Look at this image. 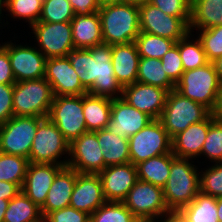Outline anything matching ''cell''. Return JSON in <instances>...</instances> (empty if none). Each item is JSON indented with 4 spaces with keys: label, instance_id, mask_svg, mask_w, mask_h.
Instances as JSON below:
<instances>
[{
    "label": "cell",
    "instance_id": "1",
    "mask_svg": "<svg viewBox=\"0 0 222 222\" xmlns=\"http://www.w3.org/2000/svg\"><path fill=\"white\" fill-rule=\"evenodd\" d=\"M112 45L100 44L88 49H73L68 58L89 94L121 98L123 88L116 80L111 61Z\"/></svg>",
    "mask_w": 222,
    "mask_h": 222
},
{
    "label": "cell",
    "instance_id": "2",
    "mask_svg": "<svg viewBox=\"0 0 222 222\" xmlns=\"http://www.w3.org/2000/svg\"><path fill=\"white\" fill-rule=\"evenodd\" d=\"M179 158L172 153L169 178L163 187V196L169 211H180L200 192V168L197 161ZM195 164V165H194Z\"/></svg>",
    "mask_w": 222,
    "mask_h": 222
},
{
    "label": "cell",
    "instance_id": "3",
    "mask_svg": "<svg viewBox=\"0 0 222 222\" xmlns=\"http://www.w3.org/2000/svg\"><path fill=\"white\" fill-rule=\"evenodd\" d=\"M103 43L128 44L135 42L140 33L139 7L126 3L100 7Z\"/></svg>",
    "mask_w": 222,
    "mask_h": 222
},
{
    "label": "cell",
    "instance_id": "4",
    "mask_svg": "<svg viewBox=\"0 0 222 222\" xmlns=\"http://www.w3.org/2000/svg\"><path fill=\"white\" fill-rule=\"evenodd\" d=\"M210 114L211 111L207 107L184 97L174 89L168 92L159 120L169 136L173 138L191 124L205 120Z\"/></svg>",
    "mask_w": 222,
    "mask_h": 222
},
{
    "label": "cell",
    "instance_id": "5",
    "mask_svg": "<svg viewBox=\"0 0 222 222\" xmlns=\"http://www.w3.org/2000/svg\"><path fill=\"white\" fill-rule=\"evenodd\" d=\"M220 85L214 63L209 62L193 70L184 71L181 79L176 83L175 90L212 111Z\"/></svg>",
    "mask_w": 222,
    "mask_h": 222
},
{
    "label": "cell",
    "instance_id": "6",
    "mask_svg": "<svg viewBox=\"0 0 222 222\" xmlns=\"http://www.w3.org/2000/svg\"><path fill=\"white\" fill-rule=\"evenodd\" d=\"M54 94L45 78L18 81L14 84V116L47 118Z\"/></svg>",
    "mask_w": 222,
    "mask_h": 222
},
{
    "label": "cell",
    "instance_id": "7",
    "mask_svg": "<svg viewBox=\"0 0 222 222\" xmlns=\"http://www.w3.org/2000/svg\"><path fill=\"white\" fill-rule=\"evenodd\" d=\"M68 156L69 142L53 122L44 118L38 124L28 161L31 163L59 164L66 167Z\"/></svg>",
    "mask_w": 222,
    "mask_h": 222
},
{
    "label": "cell",
    "instance_id": "8",
    "mask_svg": "<svg viewBox=\"0 0 222 222\" xmlns=\"http://www.w3.org/2000/svg\"><path fill=\"white\" fill-rule=\"evenodd\" d=\"M122 203L142 221H160L170 211L165 204L163 188L138 180Z\"/></svg>",
    "mask_w": 222,
    "mask_h": 222
},
{
    "label": "cell",
    "instance_id": "9",
    "mask_svg": "<svg viewBox=\"0 0 222 222\" xmlns=\"http://www.w3.org/2000/svg\"><path fill=\"white\" fill-rule=\"evenodd\" d=\"M15 38L19 39L20 36L17 38L14 33V37L9 39L10 41L4 40L3 42L2 38L0 44L8 52L16 82L44 78L47 58L30 40V44L27 42L24 44V42L19 43V40H15Z\"/></svg>",
    "mask_w": 222,
    "mask_h": 222
},
{
    "label": "cell",
    "instance_id": "10",
    "mask_svg": "<svg viewBox=\"0 0 222 222\" xmlns=\"http://www.w3.org/2000/svg\"><path fill=\"white\" fill-rule=\"evenodd\" d=\"M47 118L69 143L88 132L83 114V95L54 96Z\"/></svg>",
    "mask_w": 222,
    "mask_h": 222
},
{
    "label": "cell",
    "instance_id": "11",
    "mask_svg": "<svg viewBox=\"0 0 222 222\" xmlns=\"http://www.w3.org/2000/svg\"><path fill=\"white\" fill-rule=\"evenodd\" d=\"M44 118L13 116L0 125V152L29 159L38 124Z\"/></svg>",
    "mask_w": 222,
    "mask_h": 222
},
{
    "label": "cell",
    "instance_id": "12",
    "mask_svg": "<svg viewBox=\"0 0 222 222\" xmlns=\"http://www.w3.org/2000/svg\"><path fill=\"white\" fill-rule=\"evenodd\" d=\"M130 161L134 165L149 158L172 152V138L159 119H153L129 138Z\"/></svg>",
    "mask_w": 222,
    "mask_h": 222
},
{
    "label": "cell",
    "instance_id": "13",
    "mask_svg": "<svg viewBox=\"0 0 222 222\" xmlns=\"http://www.w3.org/2000/svg\"><path fill=\"white\" fill-rule=\"evenodd\" d=\"M29 31L35 46L43 55L49 58L66 57L75 49L72 39V27L70 22L48 23L37 22ZM36 42V43H35Z\"/></svg>",
    "mask_w": 222,
    "mask_h": 222
},
{
    "label": "cell",
    "instance_id": "14",
    "mask_svg": "<svg viewBox=\"0 0 222 222\" xmlns=\"http://www.w3.org/2000/svg\"><path fill=\"white\" fill-rule=\"evenodd\" d=\"M140 32L178 41L189 32L191 17L167 15L149 2L139 7Z\"/></svg>",
    "mask_w": 222,
    "mask_h": 222
},
{
    "label": "cell",
    "instance_id": "15",
    "mask_svg": "<svg viewBox=\"0 0 222 222\" xmlns=\"http://www.w3.org/2000/svg\"><path fill=\"white\" fill-rule=\"evenodd\" d=\"M67 166L78 173H100L106 165L97 134L88 131L69 143Z\"/></svg>",
    "mask_w": 222,
    "mask_h": 222
},
{
    "label": "cell",
    "instance_id": "16",
    "mask_svg": "<svg viewBox=\"0 0 222 222\" xmlns=\"http://www.w3.org/2000/svg\"><path fill=\"white\" fill-rule=\"evenodd\" d=\"M44 78L51 85L54 96L88 93L67 56L47 59Z\"/></svg>",
    "mask_w": 222,
    "mask_h": 222
},
{
    "label": "cell",
    "instance_id": "17",
    "mask_svg": "<svg viewBox=\"0 0 222 222\" xmlns=\"http://www.w3.org/2000/svg\"><path fill=\"white\" fill-rule=\"evenodd\" d=\"M167 95L166 89L135 82L123 88L121 98L152 119H159L165 107Z\"/></svg>",
    "mask_w": 222,
    "mask_h": 222
},
{
    "label": "cell",
    "instance_id": "18",
    "mask_svg": "<svg viewBox=\"0 0 222 222\" xmlns=\"http://www.w3.org/2000/svg\"><path fill=\"white\" fill-rule=\"evenodd\" d=\"M98 174L106 201L122 202L138 181L136 165L131 162L105 167Z\"/></svg>",
    "mask_w": 222,
    "mask_h": 222
},
{
    "label": "cell",
    "instance_id": "19",
    "mask_svg": "<svg viewBox=\"0 0 222 222\" xmlns=\"http://www.w3.org/2000/svg\"><path fill=\"white\" fill-rule=\"evenodd\" d=\"M153 119L129 105L122 98L112 99L111 118L107 128L113 134L129 138L142 130Z\"/></svg>",
    "mask_w": 222,
    "mask_h": 222
},
{
    "label": "cell",
    "instance_id": "20",
    "mask_svg": "<svg viewBox=\"0 0 222 222\" xmlns=\"http://www.w3.org/2000/svg\"><path fill=\"white\" fill-rule=\"evenodd\" d=\"M63 167L59 164L29 162L21 191L42 208L55 176Z\"/></svg>",
    "mask_w": 222,
    "mask_h": 222
},
{
    "label": "cell",
    "instance_id": "21",
    "mask_svg": "<svg viewBox=\"0 0 222 222\" xmlns=\"http://www.w3.org/2000/svg\"><path fill=\"white\" fill-rule=\"evenodd\" d=\"M105 202L99 174L78 173L69 206L91 215Z\"/></svg>",
    "mask_w": 222,
    "mask_h": 222
},
{
    "label": "cell",
    "instance_id": "22",
    "mask_svg": "<svg viewBox=\"0 0 222 222\" xmlns=\"http://www.w3.org/2000/svg\"><path fill=\"white\" fill-rule=\"evenodd\" d=\"M214 120L210 114L205 120L191 124L186 130L175 135L172 138V153L176 157L194 159L201 164L198 160L201 158L203 143Z\"/></svg>",
    "mask_w": 222,
    "mask_h": 222
},
{
    "label": "cell",
    "instance_id": "23",
    "mask_svg": "<svg viewBox=\"0 0 222 222\" xmlns=\"http://www.w3.org/2000/svg\"><path fill=\"white\" fill-rule=\"evenodd\" d=\"M139 59L135 42L112 45L114 74L122 88L137 82Z\"/></svg>",
    "mask_w": 222,
    "mask_h": 222
},
{
    "label": "cell",
    "instance_id": "24",
    "mask_svg": "<svg viewBox=\"0 0 222 222\" xmlns=\"http://www.w3.org/2000/svg\"><path fill=\"white\" fill-rule=\"evenodd\" d=\"M78 172L68 166L63 167L55 176L48 191L44 206L41 208L43 218L50 212L70 205Z\"/></svg>",
    "mask_w": 222,
    "mask_h": 222
},
{
    "label": "cell",
    "instance_id": "25",
    "mask_svg": "<svg viewBox=\"0 0 222 222\" xmlns=\"http://www.w3.org/2000/svg\"><path fill=\"white\" fill-rule=\"evenodd\" d=\"M75 49H88L103 44L101 19L98 12L74 15L71 20Z\"/></svg>",
    "mask_w": 222,
    "mask_h": 222
},
{
    "label": "cell",
    "instance_id": "26",
    "mask_svg": "<svg viewBox=\"0 0 222 222\" xmlns=\"http://www.w3.org/2000/svg\"><path fill=\"white\" fill-rule=\"evenodd\" d=\"M94 132L97 134L106 167L131 162L129 139L111 133L108 128Z\"/></svg>",
    "mask_w": 222,
    "mask_h": 222
},
{
    "label": "cell",
    "instance_id": "27",
    "mask_svg": "<svg viewBox=\"0 0 222 222\" xmlns=\"http://www.w3.org/2000/svg\"><path fill=\"white\" fill-rule=\"evenodd\" d=\"M222 25V0H191L189 32Z\"/></svg>",
    "mask_w": 222,
    "mask_h": 222
},
{
    "label": "cell",
    "instance_id": "28",
    "mask_svg": "<svg viewBox=\"0 0 222 222\" xmlns=\"http://www.w3.org/2000/svg\"><path fill=\"white\" fill-rule=\"evenodd\" d=\"M112 99L89 93L83 95V114L88 131L107 128L111 118Z\"/></svg>",
    "mask_w": 222,
    "mask_h": 222
},
{
    "label": "cell",
    "instance_id": "29",
    "mask_svg": "<svg viewBox=\"0 0 222 222\" xmlns=\"http://www.w3.org/2000/svg\"><path fill=\"white\" fill-rule=\"evenodd\" d=\"M172 152L158 155L136 164L138 180L164 187L169 178Z\"/></svg>",
    "mask_w": 222,
    "mask_h": 222
},
{
    "label": "cell",
    "instance_id": "30",
    "mask_svg": "<svg viewBox=\"0 0 222 222\" xmlns=\"http://www.w3.org/2000/svg\"><path fill=\"white\" fill-rule=\"evenodd\" d=\"M3 222H43L41 208L20 191L9 201Z\"/></svg>",
    "mask_w": 222,
    "mask_h": 222
},
{
    "label": "cell",
    "instance_id": "31",
    "mask_svg": "<svg viewBox=\"0 0 222 222\" xmlns=\"http://www.w3.org/2000/svg\"><path fill=\"white\" fill-rule=\"evenodd\" d=\"M137 82L157 86L168 92L175 89L176 84L167 76L162 67L161 59H139Z\"/></svg>",
    "mask_w": 222,
    "mask_h": 222
},
{
    "label": "cell",
    "instance_id": "32",
    "mask_svg": "<svg viewBox=\"0 0 222 222\" xmlns=\"http://www.w3.org/2000/svg\"><path fill=\"white\" fill-rule=\"evenodd\" d=\"M43 1L41 0H7L5 10V19H1L2 28L10 27V22L7 21V16L13 18L14 21H24L30 27L39 21L42 12ZM18 19V20H17ZM4 26V27H3Z\"/></svg>",
    "mask_w": 222,
    "mask_h": 222
},
{
    "label": "cell",
    "instance_id": "33",
    "mask_svg": "<svg viewBox=\"0 0 222 222\" xmlns=\"http://www.w3.org/2000/svg\"><path fill=\"white\" fill-rule=\"evenodd\" d=\"M180 212L190 222H219L217 215V198L199 192L191 203Z\"/></svg>",
    "mask_w": 222,
    "mask_h": 222
},
{
    "label": "cell",
    "instance_id": "34",
    "mask_svg": "<svg viewBox=\"0 0 222 222\" xmlns=\"http://www.w3.org/2000/svg\"><path fill=\"white\" fill-rule=\"evenodd\" d=\"M179 54L184 71L193 70L209 63L201 42L193 32L178 40Z\"/></svg>",
    "mask_w": 222,
    "mask_h": 222
},
{
    "label": "cell",
    "instance_id": "35",
    "mask_svg": "<svg viewBox=\"0 0 222 222\" xmlns=\"http://www.w3.org/2000/svg\"><path fill=\"white\" fill-rule=\"evenodd\" d=\"M135 44L140 57L161 59L176 44V41L140 32Z\"/></svg>",
    "mask_w": 222,
    "mask_h": 222
},
{
    "label": "cell",
    "instance_id": "36",
    "mask_svg": "<svg viewBox=\"0 0 222 222\" xmlns=\"http://www.w3.org/2000/svg\"><path fill=\"white\" fill-rule=\"evenodd\" d=\"M29 161L27 158L0 152V181L23 186Z\"/></svg>",
    "mask_w": 222,
    "mask_h": 222
},
{
    "label": "cell",
    "instance_id": "37",
    "mask_svg": "<svg viewBox=\"0 0 222 222\" xmlns=\"http://www.w3.org/2000/svg\"><path fill=\"white\" fill-rule=\"evenodd\" d=\"M139 220L122 203L106 201L90 215V222H138Z\"/></svg>",
    "mask_w": 222,
    "mask_h": 222
},
{
    "label": "cell",
    "instance_id": "38",
    "mask_svg": "<svg viewBox=\"0 0 222 222\" xmlns=\"http://www.w3.org/2000/svg\"><path fill=\"white\" fill-rule=\"evenodd\" d=\"M201 158L202 160L206 159L204 161L206 164V161H209L208 164L222 162V122L214 120L210 124L207 137L203 143Z\"/></svg>",
    "mask_w": 222,
    "mask_h": 222
},
{
    "label": "cell",
    "instance_id": "39",
    "mask_svg": "<svg viewBox=\"0 0 222 222\" xmlns=\"http://www.w3.org/2000/svg\"><path fill=\"white\" fill-rule=\"evenodd\" d=\"M74 12L68 0H44L38 22H71Z\"/></svg>",
    "mask_w": 222,
    "mask_h": 222
},
{
    "label": "cell",
    "instance_id": "40",
    "mask_svg": "<svg viewBox=\"0 0 222 222\" xmlns=\"http://www.w3.org/2000/svg\"><path fill=\"white\" fill-rule=\"evenodd\" d=\"M209 62L222 56V25L194 31Z\"/></svg>",
    "mask_w": 222,
    "mask_h": 222
},
{
    "label": "cell",
    "instance_id": "41",
    "mask_svg": "<svg viewBox=\"0 0 222 222\" xmlns=\"http://www.w3.org/2000/svg\"><path fill=\"white\" fill-rule=\"evenodd\" d=\"M199 183L200 192L216 198L222 196V162L201 168Z\"/></svg>",
    "mask_w": 222,
    "mask_h": 222
},
{
    "label": "cell",
    "instance_id": "42",
    "mask_svg": "<svg viewBox=\"0 0 222 222\" xmlns=\"http://www.w3.org/2000/svg\"><path fill=\"white\" fill-rule=\"evenodd\" d=\"M162 67L167 76L176 84L184 72L181 57L179 54L178 41L161 58Z\"/></svg>",
    "mask_w": 222,
    "mask_h": 222
},
{
    "label": "cell",
    "instance_id": "43",
    "mask_svg": "<svg viewBox=\"0 0 222 222\" xmlns=\"http://www.w3.org/2000/svg\"><path fill=\"white\" fill-rule=\"evenodd\" d=\"M149 3L167 15L191 17V0H150Z\"/></svg>",
    "mask_w": 222,
    "mask_h": 222
},
{
    "label": "cell",
    "instance_id": "44",
    "mask_svg": "<svg viewBox=\"0 0 222 222\" xmlns=\"http://www.w3.org/2000/svg\"><path fill=\"white\" fill-rule=\"evenodd\" d=\"M43 222H90V215L68 206L48 213Z\"/></svg>",
    "mask_w": 222,
    "mask_h": 222
},
{
    "label": "cell",
    "instance_id": "45",
    "mask_svg": "<svg viewBox=\"0 0 222 222\" xmlns=\"http://www.w3.org/2000/svg\"><path fill=\"white\" fill-rule=\"evenodd\" d=\"M13 90L14 84H0V125L14 116Z\"/></svg>",
    "mask_w": 222,
    "mask_h": 222
},
{
    "label": "cell",
    "instance_id": "46",
    "mask_svg": "<svg viewBox=\"0 0 222 222\" xmlns=\"http://www.w3.org/2000/svg\"><path fill=\"white\" fill-rule=\"evenodd\" d=\"M7 50L0 44V84H15Z\"/></svg>",
    "mask_w": 222,
    "mask_h": 222
},
{
    "label": "cell",
    "instance_id": "47",
    "mask_svg": "<svg viewBox=\"0 0 222 222\" xmlns=\"http://www.w3.org/2000/svg\"><path fill=\"white\" fill-rule=\"evenodd\" d=\"M73 9L74 15H90L98 12L100 5L97 0H68Z\"/></svg>",
    "mask_w": 222,
    "mask_h": 222
},
{
    "label": "cell",
    "instance_id": "48",
    "mask_svg": "<svg viewBox=\"0 0 222 222\" xmlns=\"http://www.w3.org/2000/svg\"><path fill=\"white\" fill-rule=\"evenodd\" d=\"M21 187L12 182L0 181V199L12 200L19 192Z\"/></svg>",
    "mask_w": 222,
    "mask_h": 222
},
{
    "label": "cell",
    "instance_id": "49",
    "mask_svg": "<svg viewBox=\"0 0 222 222\" xmlns=\"http://www.w3.org/2000/svg\"><path fill=\"white\" fill-rule=\"evenodd\" d=\"M211 115L215 120L222 122V84L217 94V100L214 109L211 111Z\"/></svg>",
    "mask_w": 222,
    "mask_h": 222
},
{
    "label": "cell",
    "instance_id": "50",
    "mask_svg": "<svg viewBox=\"0 0 222 222\" xmlns=\"http://www.w3.org/2000/svg\"><path fill=\"white\" fill-rule=\"evenodd\" d=\"M159 222H190L180 211H170Z\"/></svg>",
    "mask_w": 222,
    "mask_h": 222
},
{
    "label": "cell",
    "instance_id": "51",
    "mask_svg": "<svg viewBox=\"0 0 222 222\" xmlns=\"http://www.w3.org/2000/svg\"><path fill=\"white\" fill-rule=\"evenodd\" d=\"M214 66L216 68V72L218 74L219 80L222 84V56L213 61Z\"/></svg>",
    "mask_w": 222,
    "mask_h": 222
},
{
    "label": "cell",
    "instance_id": "52",
    "mask_svg": "<svg viewBox=\"0 0 222 222\" xmlns=\"http://www.w3.org/2000/svg\"><path fill=\"white\" fill-rule=\"evenodd\" d=\"M8 203H9L8 200L2 198L0 199V222H3L4 214L7 210Z\"/></svg>",
    "mask_w": 222,
    "mask_h": 222
},
{
    "label": "cell",
    "instance_id": "53",
    "mask_svg": "<svg viewBox=\"0 0 222 222\" xmlns=\"http://www.w3.org/2000/svg\"><path fill=\"white\" fill-rule=\"evenodd\" d=\"M149 1L150 0H123V3L131 4V5H135V6L140 7L142 5H145Z\"/></svg>",
    "mask_w": 222,
    "mask_h": 222
},
{
    "label": "cell",
    "instance_id": "54",
    "mask_svg": "<svg viewBox=\"0 0 222 222\" xmlns=\"http://www.w3.org/2000/svg\"><path fill=\"white\" fill-rule=\"evenodd\" d=\"M217 215L218 221L222 222V196L217 197Z\"/></svg>",
    "mask_w": 222,
    "mask_h": 222
},
{
    "label": "cell",
    "instance_id": "55",
    "mask_svg": "<svg viewBox=\"0 0 222 222\" xmlns=\"http://www.w3.org/2000/svg\"><path fill=\"white\" fill-rule=\"evenodd\" d=\"M98 4L101 6L107 4H116V3H123V0H97Z\"/></svg>",
    "mask_w": 222,
    "mask_h": 222
},
{
    "label": "cell",
    "instance_id": "56",
    "mask_svg": "<svg viewBox=\"0 0 222 222\" xmlns=\"http://www.w3.org/2000/svg\"><path fill=\"white\" fill-rule=\"evenodd\" d=\"M6 7H7V0H0V16H1V18H5L3 16L5 14L4 12L6 10Z\"/></svg>",
    "mask_w": 222,
    "mask_h": 222
},
{
    "label": "cell",
    "instance_id": "57",
    "mask_svg": "<svg viewBox=\"0 0 222 222\" xmlns=\"http://www.w3.org/2000/svg\"><path fill=\"white\" fill-rule=\"evenodd\" d=\"M138 222H159V221H142V220H139Z\"/></svg>",
    "mask_w": 222,
    "mask_h": 222
},
{
    "label": "cell",
    "instance_id": "58",
    "mask_svg": "<svg viewBox=\"0 0 222 222\" xmlns=\"http://www.w3.org/2000/svg\"><path fill=\"white\" fill-rule=\"evenodd\" d=\"M1 19H2V18H1V16H0V29L2 30L3 28H2V24H1V22H2Z\"/></svg>",
    "mask_w": 222,
    "mask_h": 222
}]
</instances>
